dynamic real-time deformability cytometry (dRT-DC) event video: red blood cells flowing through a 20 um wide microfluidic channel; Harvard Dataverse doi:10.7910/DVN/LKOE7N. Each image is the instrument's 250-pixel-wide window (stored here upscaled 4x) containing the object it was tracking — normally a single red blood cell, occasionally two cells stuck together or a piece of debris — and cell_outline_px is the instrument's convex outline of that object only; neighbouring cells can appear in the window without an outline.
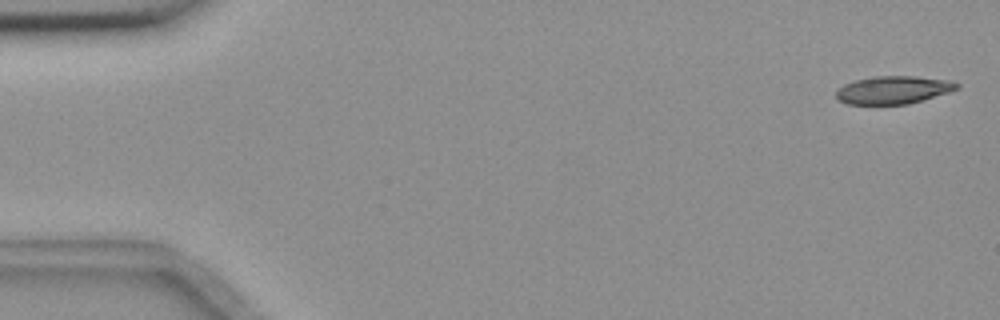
{"species": "common noctule bat (a hibernating species)", "species_latin": "Nyctalus noctula", "temperature_condition": "room temperature", "stored_images_in_passage": 5, "camera_frame_rate_fps": 3000, "um_per_image_px": 0.085, "animal": {"sex": "female", "body_mass_g": 18.4}, "frame": {"image": 1, "passage_image": 1, "time_ms": 0.0, "image_size_px": [1000, 320], "cell_outline_px": [[960, 88], [924, 100], [908, 104], [848, 104], [836, 100], [836, 88], [844, 84], [856, 80], [872, 76], [916, 76], [948, 80], [960, 84]], "centroid_in_image_um": [75.91, 7.64], "position_along_channel_um": 9.1, "area_um2": 19.77}}
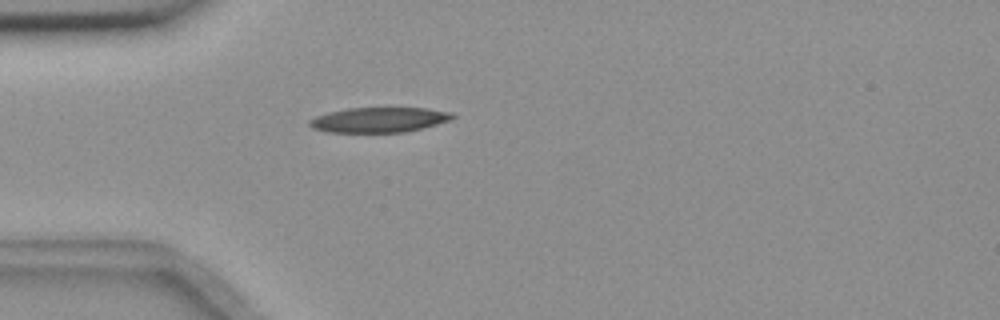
{"frame": {"image": 2, "passage_image": 5, "time_ms": 1.333, "image_size_px": [1000, 320], "cell_outline_px": [[456, 116], [452, 120], [404, 132], [328, 132], [312, 128], [308, 124], [308, 120], [316, 116], [328, 112], [348, 108], [428, 108], [452, 112]], "centroid_in_image_um": [32.22, 10.18], "position_along_channel_um": 52.8, "area_um2": 20.87}}